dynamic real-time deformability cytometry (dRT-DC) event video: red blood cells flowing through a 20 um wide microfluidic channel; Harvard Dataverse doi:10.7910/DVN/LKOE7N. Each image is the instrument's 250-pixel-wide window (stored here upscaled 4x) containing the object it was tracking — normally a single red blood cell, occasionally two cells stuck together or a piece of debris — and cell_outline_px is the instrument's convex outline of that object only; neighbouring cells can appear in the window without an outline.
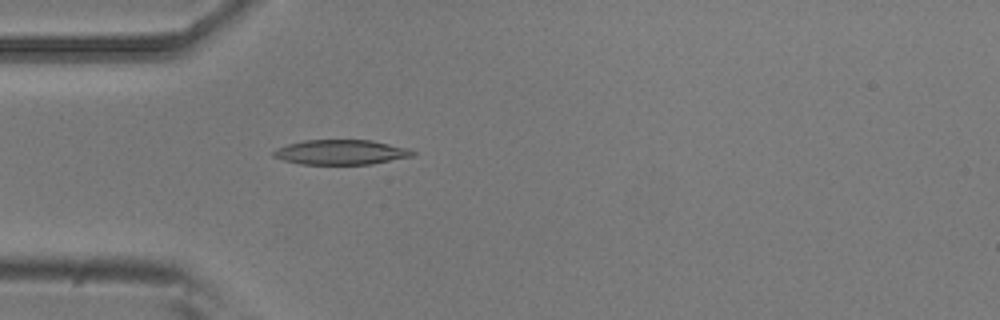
{"species": "common noctule bat (a hibernating species)", "species_latin": "Nyctalus noctula", "temperature_condition": "room temperature", "stored_images_in_passage": 4, "camera_frame_rate_fps": 3000, "um_per_image_px": 0.085, "animal": {"sex": "male", "body_mass_g": 20.5, "forearm_length_mm": 52.5}, "frame": {"image": 1, "passage_image": 4, "time_ms": 1.0, "image_size_px": [1000, 320], "cell_outline_px": [[416, 152], [412, 156], [372, 164], [300, 164], [284, 160], [272, 156], [272, 152], [276, 148], [288, 144], [304, 140], [372, 140], [408, 148]], "centroid_in_image_um": [28.96, 12.93], "position_along_channel_um": 56.0, "area_um2": 20.11}}